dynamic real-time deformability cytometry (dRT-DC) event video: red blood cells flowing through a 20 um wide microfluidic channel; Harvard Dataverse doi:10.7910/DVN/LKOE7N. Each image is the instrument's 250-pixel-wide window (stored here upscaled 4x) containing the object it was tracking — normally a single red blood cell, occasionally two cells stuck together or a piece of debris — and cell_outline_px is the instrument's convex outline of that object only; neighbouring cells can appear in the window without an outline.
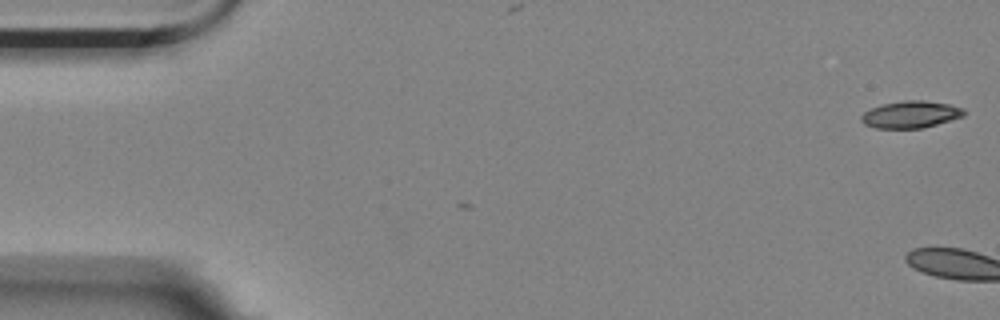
{"species": "Egyptian fruit bat (a non-hibernating species)", "species_latin": "Rousettus aegyptiacus", "temperature_condition": "room temperature", "stored_images_in_passage": 3, "camera_frame_rate_fps": 3000, "um_per_image_px": 0.085, "animal": {"sex": "female"}, "frame": {"image": 1, "passage_image": 3, "time_ms": 0.667, "image_size_px": [1000, 320], "cell_outline_px": [[964, 116], [936, 124], [920, 128], [876, 128], [864, 124], [860, 120], [860, 116], [864, 112], [872, 108], [884, 104], [904, 100], [924, 100], [948, 104], [964, 108]], "centroid_in_image_um": [77.39, 9.72], "position_along_channel_um": 7.6, "area_um2": 16.01}}